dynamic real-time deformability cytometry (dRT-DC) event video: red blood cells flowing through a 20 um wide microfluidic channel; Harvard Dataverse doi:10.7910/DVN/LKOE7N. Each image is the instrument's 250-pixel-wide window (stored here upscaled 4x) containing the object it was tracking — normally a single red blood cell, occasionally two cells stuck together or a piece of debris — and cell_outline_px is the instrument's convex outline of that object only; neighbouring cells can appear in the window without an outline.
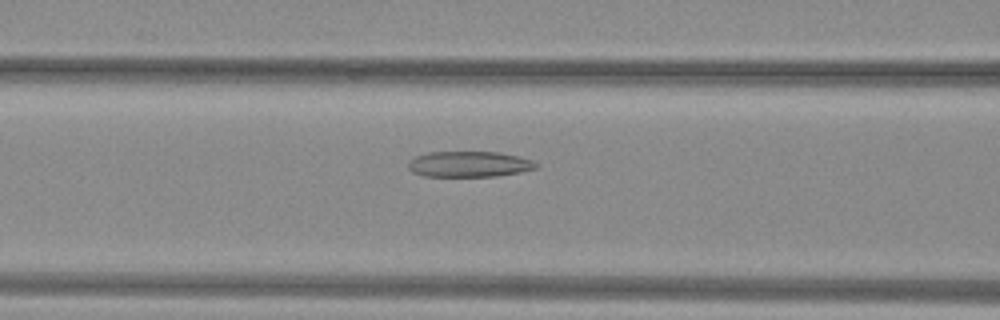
{"species": "common noctule bat (a hibernating species)", "species_latin": "Nyctalus noctula", "temperature_condition": "warm", "stored_images_in_passage": 49, "camera_frame_rate_fps": 3000, "um_per_image_px": 0.085, "animal": {"sex": "female", "body_mass_g": 29.2, "forearm_length_mm": 56.3}, "frame": {"image": 1, "passage_image": 20, "time_ms": 6.333, "image_size_px": [1000, 320], "cell_outline_px": [[540, 164], [536, 168], [520, 172], [496, 176], [424, 176], [412, 172], [408, 168], [408, 160], [416, 156], [428, 152], [500, 152], [520, 156], [532, 160]], "centroid_in_image_um": [39.88, 13.95], "position_along_channel_um": 126.7, "area_um2": 19.31}}
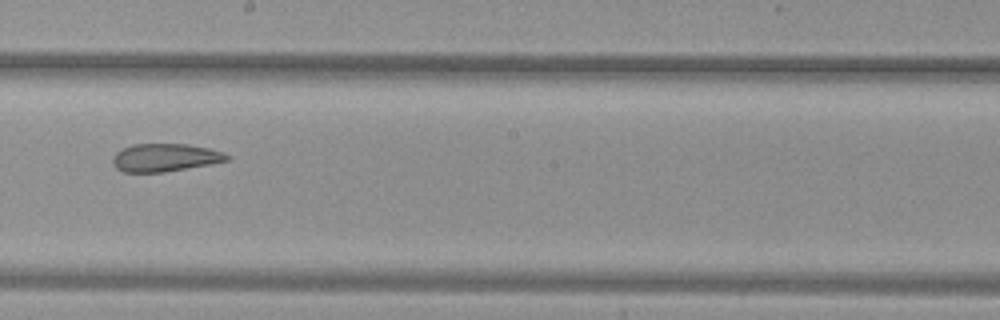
{"frame": {"image": 2, "passage_image": 28, "time_ms": 9.0, "image_size_px": [1000, 320], "cell_outline_px": [[232, 156], [228, 160], [212, 164], [164, 172], [124, 172], [116, 168], [112, 164], [112, 156], [120, 148], [132, 144], [188, 144], [208, 148], [224, 152]], "centroid_in_image_um": [14.01, 13.39], "position_along_channel_um": 234.2, "area_um2": 18.84}}
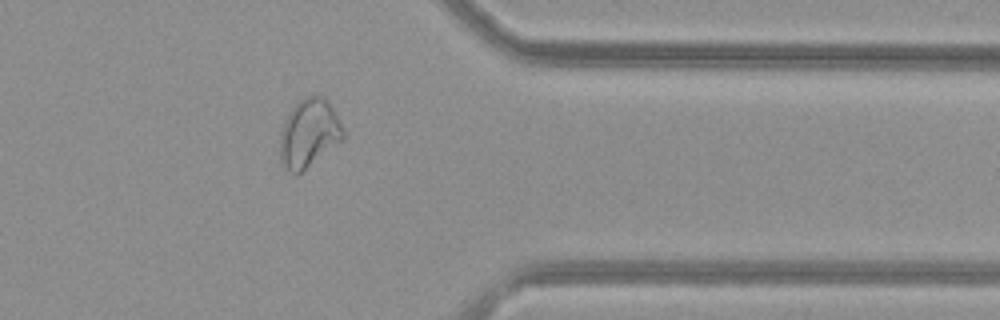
{"frame": {"image": 3, "passage_image": 40, "time_ms": 13.0, "image_size_px": [1000, 320], "cell_outline_px": [[344, 136], [340, 140], [296, 176], [288, 172], [280, 164], [280, 132], [292, 108], [304, 96], [324, 96], [328, 100], [344, 132]], "centroid_in_image_um": [26.21, 11.34], "position_along_channel_um": 385.2, "area_um2": 24.62}, "authors_computed_cell_mechanics": {"area_um2": 23.9292, "velocity_mm_per_s": 4.0344, "shape_relaxation_time_tau1_ms": null, "shape_relaxation_time_tau2_ms": 2.6052, "deformation_change_tau1": null, "deformation_change_tau2": 0.1005}}